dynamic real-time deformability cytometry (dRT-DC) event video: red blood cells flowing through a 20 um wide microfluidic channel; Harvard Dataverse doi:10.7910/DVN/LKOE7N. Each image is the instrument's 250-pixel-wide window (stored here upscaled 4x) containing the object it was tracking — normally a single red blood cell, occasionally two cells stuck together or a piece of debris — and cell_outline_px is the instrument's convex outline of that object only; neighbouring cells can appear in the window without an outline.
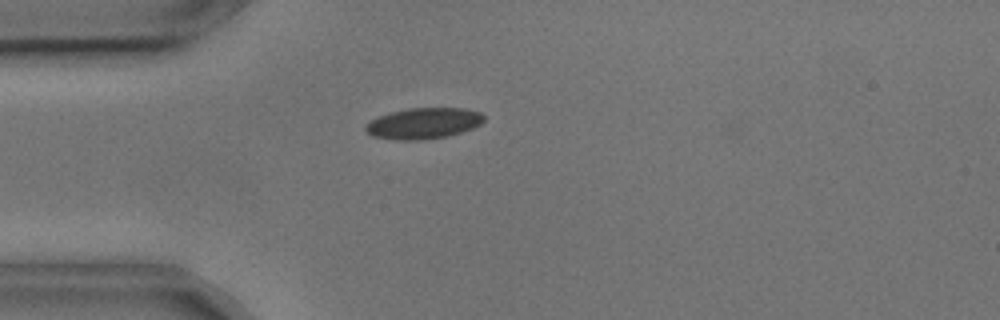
{"species": "common noctule bat (a hibernating species)", "species_latin": "Nyctalus noctula", "temperature_condition": "cold", "stored_images_in_passage": 3, "camera_frame_rate_fps": 3000, "um_per_image_px": 0.085, "animal": {"sex": "male", "body_mass_g": 17.9, "forearm_length_mm": 54.2}, "frame": {"image": 1, "passage_image": 2, "time_ms": 0.333, "image_size_px": [1000, 320], "cell_outline_px": [[484, 120], [480, 124], [472, 128], [448, 136], [424, 140], [400, 140], [372, 136], [364, 128], [372, 120], [388, 112], [408, 108], [464, 108], [480, 112], [484, 116]], "centroid_in_image_um": [36.01, 10.48], "position_along_channel_um": 49.0, "area_um2": 21.27}}